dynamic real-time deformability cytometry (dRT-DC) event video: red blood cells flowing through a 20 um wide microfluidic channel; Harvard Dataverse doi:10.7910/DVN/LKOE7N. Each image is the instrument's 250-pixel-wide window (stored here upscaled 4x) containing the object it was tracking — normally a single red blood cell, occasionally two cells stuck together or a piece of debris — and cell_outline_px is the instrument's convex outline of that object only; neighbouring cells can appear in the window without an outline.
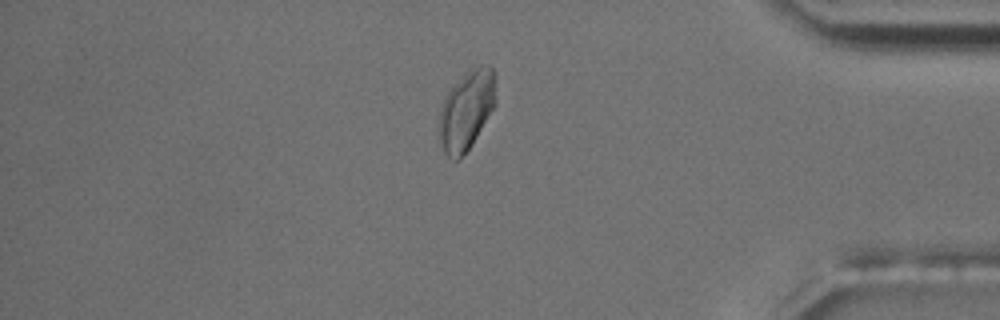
{"species": "common noctule bat (a hibernating species)", "species_latin": "Nyctalus noctula", "temperature_condition": "room temperature", "stored_images_in_passage": 56, "camera_frame_rate_fps": 3000, "um_per_image_px": 0.085, "animal": {"sex": "male", "body_mass_g": 17.5, "forearm_length_mm": 52.3}, "frame": {"image": 1, "passage_image": 48, "time_ms": 15.667, "image_size_px": [1000, 320], "cell_outline_px": [[496, 104], [472, 144], [456, 160], [452, 160], [440, 148], [440, 108], [444, 96], [464, 72], [488, 64], [496, 72]], "centroid_in_image_um": [39.67, 9.33], "position_along_channel_um": 395.5, "area_um2": 26.24}}